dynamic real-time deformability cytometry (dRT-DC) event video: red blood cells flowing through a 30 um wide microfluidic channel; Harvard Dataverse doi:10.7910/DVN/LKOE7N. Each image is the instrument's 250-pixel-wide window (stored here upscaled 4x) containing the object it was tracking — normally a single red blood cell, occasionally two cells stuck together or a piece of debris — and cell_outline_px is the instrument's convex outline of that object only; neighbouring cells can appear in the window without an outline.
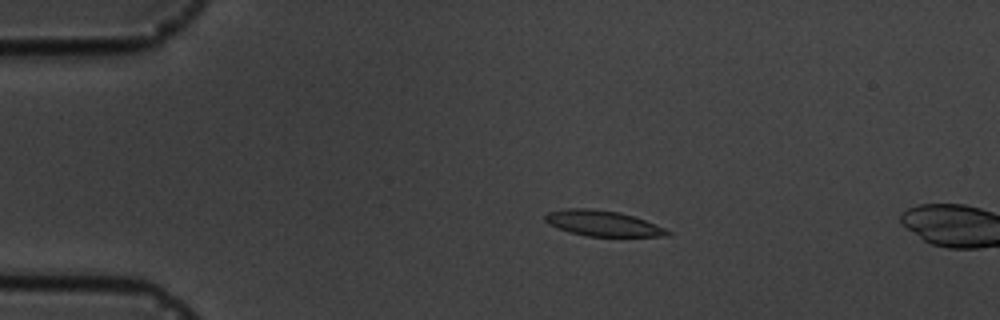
{"species": "common noctule bat (a hibernating species)", "species_latin": "Nyctalus noctula", "temperature_condition": "cold", "stored_images_in_passage": 4, "camera_frame_rate_fps": 3000, "um_per_image_px": 0.085, "animal": {"sex": "male", "body_mass_g": 19.5, "forearm_length_mm": 54.6}, "frame": {"image": 1, "passage_image": 3, "time_ms": 2.333, "image_size_px": [1000, 320], "cell_outline_px": [[672, 236], [584, 236], [568, 232], [556, 228], [548, 224], [544, 220], [544, 216], [548, 212], [568, 208], [592, 208], [620, 212], [644, 220], [664, 228], [672, 232]], "centroid_in_image_um": [51.19, 18.98], "position_along_channel_um": 33.8, "area_um2": 18.32}}